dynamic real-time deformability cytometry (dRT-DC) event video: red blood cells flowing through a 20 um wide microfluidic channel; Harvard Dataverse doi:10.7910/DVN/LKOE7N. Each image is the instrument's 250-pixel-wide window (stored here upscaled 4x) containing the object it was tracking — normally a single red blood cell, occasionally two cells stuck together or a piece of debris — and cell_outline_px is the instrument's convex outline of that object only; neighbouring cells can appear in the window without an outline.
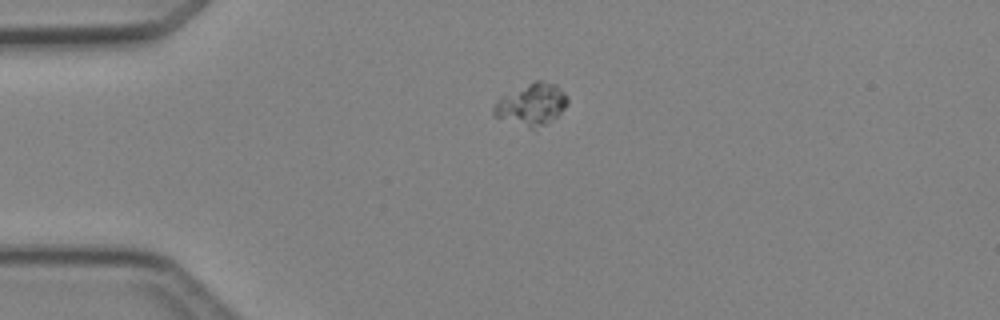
{"species": "Egyptian fruit bat (a non-hibernating species)", "species_latin": "Rousettus aegyptiacus", "temperature_condition": "cold", "stored_images_in_passage": 3, "camera_frame_rate_fps": 3000, "um_per_image_px": 0.085, "animal": {"sex": "female"}, "frame": {"image": 1, "passage_image": 1, "time_ms": 0.0, "image_size_px": [1000, 320], "cell_outline_px": [[568, 104], [556, 116], [536, 132], [496, 116], [492, 112], [492, 104], [500, 96], [536, 80], [540, 80], [556, 84], [568, 96]], "centroid_in_image_um": [45.17, 8.9], "position_along_channel_um": 39.8, "area_um2": 18.32}}